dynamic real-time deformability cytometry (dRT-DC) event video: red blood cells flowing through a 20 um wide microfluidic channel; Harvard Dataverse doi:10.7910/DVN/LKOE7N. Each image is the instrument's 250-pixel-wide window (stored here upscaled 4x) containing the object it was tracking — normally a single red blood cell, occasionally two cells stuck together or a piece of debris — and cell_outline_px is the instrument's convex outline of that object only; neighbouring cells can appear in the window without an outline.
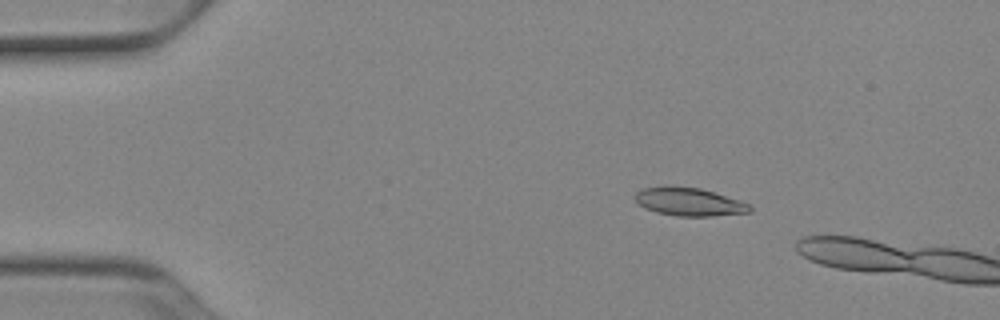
{"species": "Egyptian fruit bat (a non-hibernating species)", "species_latin": "Rousettus aegyptiacus", "temperature_condition": "cold", "stored_images_in_passage": 8, "camera_frame_rate_fps": 3000, "um_per_image_px": 0.085, "animal": {"sex": "female"}, "frame": {"image": 1, "passage_image": 1, "time_ms": 0.0, "image_size_px": [1000, 320], "cell_outline_px": [[752, 212], [712, 216], [676, 216], [656, 212], [644, 208], [632, 196], [636, 192], [644, 188], [664, 184], [700, 188], [740, 200], [752, 204]], "centroid_in_image_um": [58.56, 17.14], "position_along_channel_um": 26.4, "area_um2": 19.25}}